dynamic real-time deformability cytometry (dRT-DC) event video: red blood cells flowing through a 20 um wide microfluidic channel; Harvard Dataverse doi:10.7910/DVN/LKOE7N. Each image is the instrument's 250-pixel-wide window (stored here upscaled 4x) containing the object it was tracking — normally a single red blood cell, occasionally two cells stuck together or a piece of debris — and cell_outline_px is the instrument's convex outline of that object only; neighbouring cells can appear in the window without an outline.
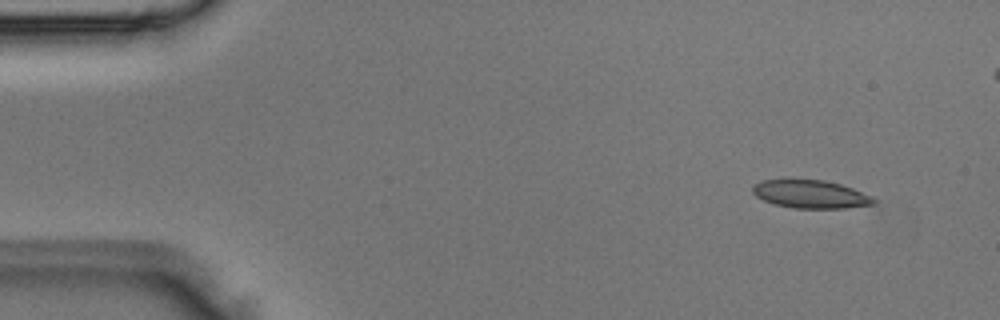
{"species": "Egyptian fruit bat (a non-hibernating species)", "species_latin": "Rousettus aegyptiacus", "temperature_condition": "room temperature", "stored_images_in_passage": 5, "camera_frame_rate_fps": 3000, "um_per_image_px": 0.085, "animal": {"sex": "male"}, "frame": {"image": 1, "passage_image": 2, "time_ms": 0.333, "image_size_px": [1000, 320], "cell_outline_px": [[876, 200], [872, 204], [844, 208], [792, 208], [772, 204], [756, 196], [752, 192], [752, 184], [760, 180], [824, 180], [840, 184], [852, 188], [872, 196]], "centroid_in_image_um": [68.85, 16.51], "position_along_channel_um": 16.2, "area_um2": 19.77}}